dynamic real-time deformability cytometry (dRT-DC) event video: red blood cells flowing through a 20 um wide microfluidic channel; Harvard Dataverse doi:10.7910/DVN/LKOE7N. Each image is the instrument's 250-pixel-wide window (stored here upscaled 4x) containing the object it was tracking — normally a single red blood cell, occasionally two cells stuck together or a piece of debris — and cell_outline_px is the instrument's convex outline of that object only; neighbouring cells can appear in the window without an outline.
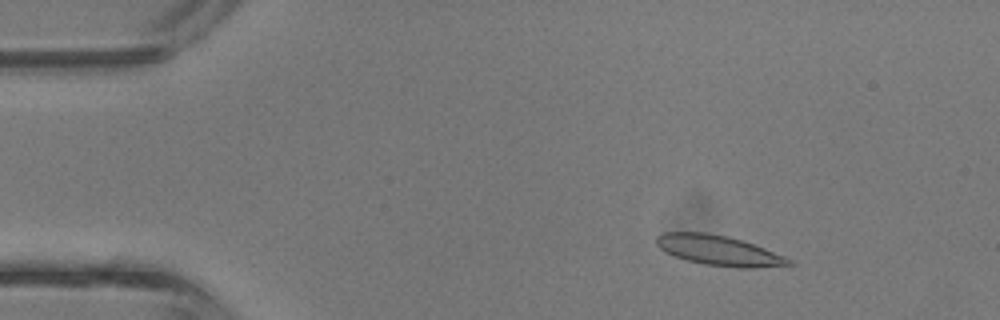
{"species": "common noctule bat (a hibernating species)", "species_latin": "Nyctalus noctula", "temperature_condition": "room temperature", "stored_images_in_passage": 42, "camera_frame_rate_fps": 3000, "um_per_image_px": 0.085, "animal": {"sex": "male", "body_mass_g": 13.3}, "frame": {"image": 1, "passage_image": 6, "time_ms": 1.667, "image_size_px": [1000, 320], "cell_outline_px": [[796, 264], [756, 268], [736, 268], [704, 264], [688, 260], [664, 252], [656, 244], [656, 236], [664, 232], [704, 232], [728, 236], [744, 240], [784, 256], [792, 260]], "centroid_in_image_um": [61.11, 21.29], "position_along_channel_um": 23.9, "area_um2": 23.29}}
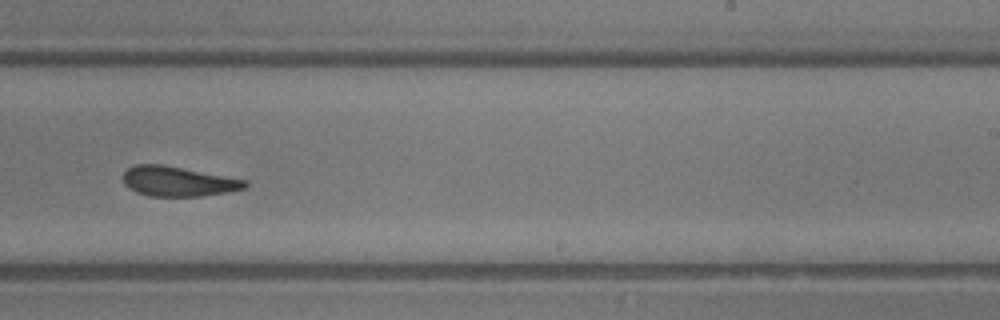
{"frame": {"image": 2, "passage_image": 26, "time_ms": 8.333, "image_size_px": [1000, 320], "cell_outline_px": [[248, 184], [244, 188], [228, 192], [200, 196], [148, 196], [136, 192], [128, 188], [124, 184], [124, 172], [128, 168], [136, 164], [164, 164], [248, 180]], "centroid_in_image_um": [15.13, 15.41], "position_along_channel_um": 273.9, "area_um2": 21.33}}
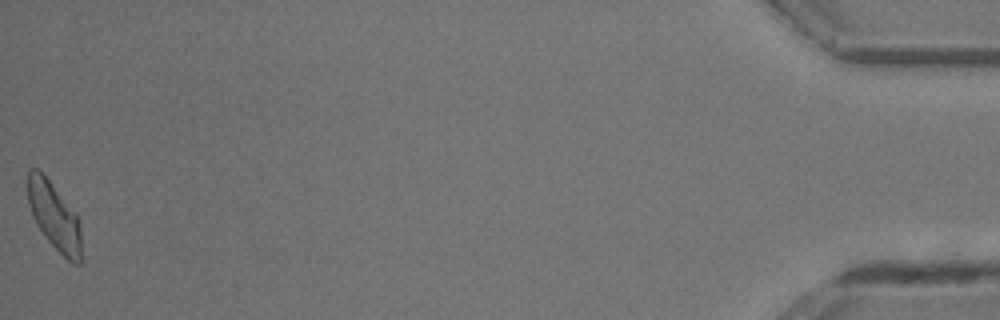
{"frame": {"image": 3, "passage_image": 42, "time_ms": 13.667, "image_size_px": [1000, 320], "cell_outline_px": [[84, 260], [80, 264], [72, 264], [44, 236], [36, 224], [32, 216], [28, 204], [24, 184], [28, 168], [36, 168], [48, 180], [76, 212], [80, 220]], "centroid_in_image_um": [4.62, 18.39], "position_along_channel_um": 430.6, "area_um2": 22.02}, "authors_computed_cell_mechanics": {"area_um2": 21.8484, "velocity_mm_per_s": 4.8728, "shape_relaxation_time_tau1_ms": 3.5186, "shape_relaxation_time_tau2_ms": 1.2716, "deformation_change_tau1": 0.1437, "deformation_change_tau2": 0.0951}}